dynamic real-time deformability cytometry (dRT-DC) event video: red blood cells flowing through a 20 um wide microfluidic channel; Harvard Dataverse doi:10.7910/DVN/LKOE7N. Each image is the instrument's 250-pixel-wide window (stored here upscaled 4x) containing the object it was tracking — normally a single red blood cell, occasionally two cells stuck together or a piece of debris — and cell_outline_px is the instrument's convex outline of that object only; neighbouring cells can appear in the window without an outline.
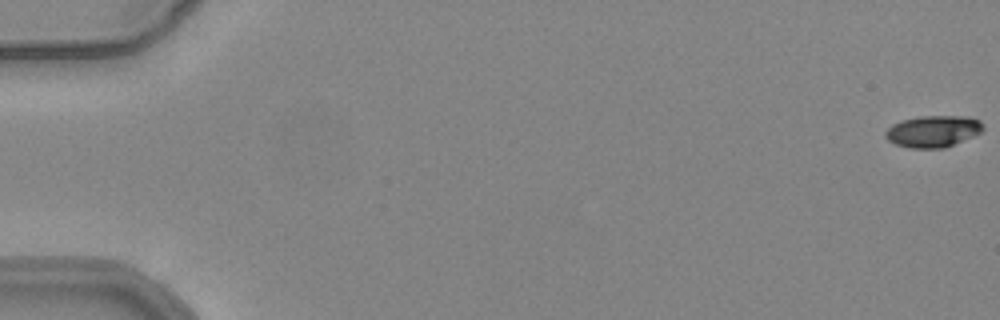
{"species": "common noctule bat (a hibernating species)", "species_latin": "Nyctalus noctula", "temperature_condition": "warm", "stored_images_in_passage": 19, "camera_frame_rate_fps": 3000, "um_per_image_px": 0.085, "animal": {"sex": "female", "body_mass_g": 24.6, "forearm_length_mm": 56.2}, "frame": {"image": 1, "passage_image": 1, "time_ms": 0.0, "image_size_px": [1000, 320], "cell_outline_px": [[984, 128], [980, 132], [972, 136], [944, 148], [908, 148], [896, 144], [888, 140], [884, 136], [884, 132], [892, 124], [900, 120], [920, 116], [968, 116], [980, 120], [984, 124]], "centroid_in_image_um": [79.29, 11.15], "position_along_channel_um": 5.7, "area_um2": 18.09}}
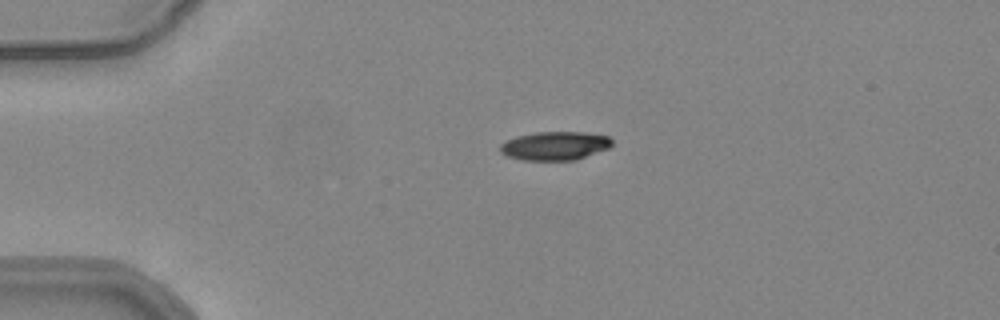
{"frame": {"image": 2, "passage_image": 14, "time_ms": 4.333, "image_size_px": [1000, 320], "cell_outline_px": [[612, 144], [608, 148], [576, 160], [520, 160], [508, 156], [500, 152], [500, 144], [504, 140], [516, 136], [536, 132], [584, 132], [608, 136], [612, 140]], "centroid_in_image_um": [47.13, 12.39], "position_along_channel_um": 37.9, "area_um2": 18.73}}